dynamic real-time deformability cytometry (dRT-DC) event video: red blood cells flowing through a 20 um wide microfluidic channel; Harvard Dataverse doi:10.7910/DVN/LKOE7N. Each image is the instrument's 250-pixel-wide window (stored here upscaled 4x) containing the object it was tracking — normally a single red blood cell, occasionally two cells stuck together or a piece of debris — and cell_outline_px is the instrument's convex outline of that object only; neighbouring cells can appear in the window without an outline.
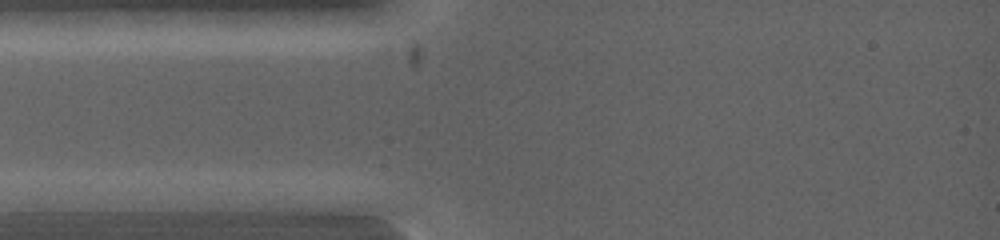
{"species": "common noctule bat (a hibernating species)", "species_latin": "Nyctalus noctula", "temperature_condition": "warm", "stored_images_in_passage": 2, "camera_frame_rate_fps": 5000, "um_per_image_px": 0.085, "animal": {"sex": "female", "body_mass_g": 19.0, "forearm_length_mm": 53.3}, "frame": {"image": 1, "passage_image": 1, "time_ms": 0.0, "image_size_px": [1000, 240], "cell_outline_px": [[120, 200], [108, 212], [20, 212], [12, 200], [56, 192], [120, 192]], "centroid_in_image_um": [5.87, 17.2], "position_along_channel_um": 79.1, "area_um2": 13.47}}